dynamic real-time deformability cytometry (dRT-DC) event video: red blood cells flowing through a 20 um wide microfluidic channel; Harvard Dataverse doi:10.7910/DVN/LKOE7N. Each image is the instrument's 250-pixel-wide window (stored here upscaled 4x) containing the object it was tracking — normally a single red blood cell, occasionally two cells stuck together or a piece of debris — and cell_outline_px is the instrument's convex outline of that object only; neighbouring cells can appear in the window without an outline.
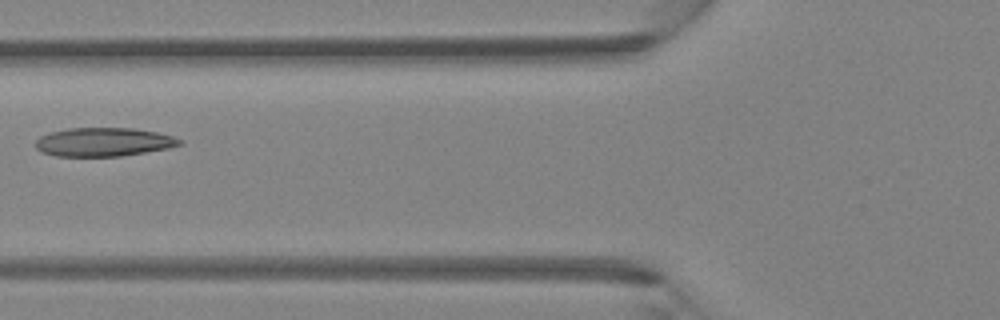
{"species": "Egyptian fruit bat (a non-hibernating species)", "species_latin": "Rousettus aegyptiacus", "temperature_condition": "room temperature", "stored_images_in_passage": 6, "camera_frame_rate_fps": 3000, "um_per_image_px": 0.085, "animal": {"sex": "female"}, "frame": {"image": 1, "passage_image": 6, "time_ms": 1.667, "image_size_px": [1000, 320], "cell_outline_px": [[184, 144], [168, 148], [120, 156], [56, 156], [40, 152], [36, 148], [36, 140], [40, 136], [52, 132], [68, 128], [132, 128], [156, 132], [172, 136], [184, 140]], "centroid_in_image_um": [8.81, 12.07], "position_along_channel_um": 117.0, "area_um2": 24.04}}